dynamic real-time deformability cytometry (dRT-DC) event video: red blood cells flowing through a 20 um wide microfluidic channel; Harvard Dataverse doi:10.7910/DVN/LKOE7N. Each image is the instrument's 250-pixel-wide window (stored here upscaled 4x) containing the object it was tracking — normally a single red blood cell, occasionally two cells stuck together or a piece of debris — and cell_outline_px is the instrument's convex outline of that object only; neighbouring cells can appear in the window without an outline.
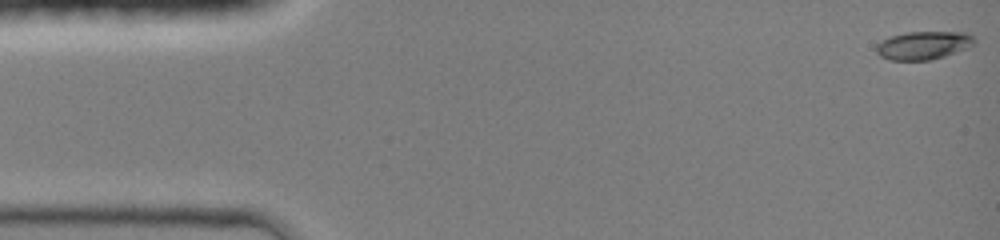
{"species": "common noctule bat (a hibernating species)", "species_latin": "Nyctalus noctula", "temperature_condition": "room temperature", "stored_images_in_passage": 45, "camera_frame_rate_fps": 3000, "um_per_image_px": 0.085, "animal": {"sex": "female", "body_mass_g": 19.0, "forearm_length_mm": 51.5}, "frame": {"image": 1, "passage_image": 1, "time_ms": 0.0, "image_size_px": [1000, 240], "cell_outline_px": [[976, 44], [968, 48], [932, 60], [888, 60], [880, 56], [876, 52], [876, 44], [892, 36], [908, 32], [968, 32], [976, 40]], "centroid_in_image_um": [78.53, 3.86], "position_along_channel_um": 6.5, "area_um2": 16.18}}
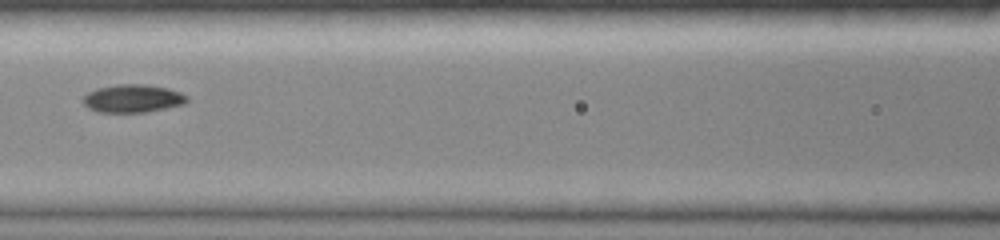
{"frame": {"image": 2, "passage_image": 20, "time_ms": 6.333, "image_size_px": [1000, 240], "cell_outline_px": [[188, 100], [184, 104], [144, 112], [96, 112], [88, 108], [80, 100], [88, 92], [96, 88], [116, 84], [144, 84], [168, 88], [180, 92], [188, 96]], "centroid_in_image_um": [11.24, 8.36], "position_along_channel_um": 155.4, "area_um2": 17.05}}
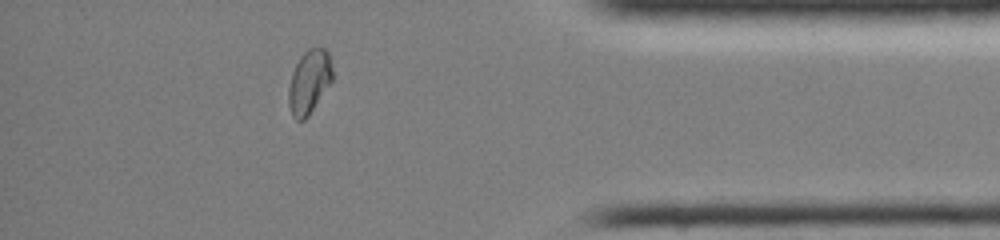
{"frame": {"image": 3, "passage_image": 39, "time_ms": 12.667, "image_size_px": [1000, 240], "cell_outline_px": [[332, 80], [308, 116], [304, 120], [296, 120], [292, 116], [288, 104], [288, 88], [292, 72], [300, 56], [308, 48], [324, 48], [328, 52], [332, 68]], "centroid_in_image_um": [26.26, 6.95], "position_along_channel_um": 408.9, "area_um2": 16.18}, "authors_computed_cell_mechanics": {"area_um2": 16.184, "velocity_mm_per_s": 4.3146, "shape_relaxation_time_tau1_ms": 4.7988, "shape_relaxation_time_tau2_ms": 2.6649, "deformation_change_tau1": 0.1657, "deformation_change_tau2": 0.0438}}